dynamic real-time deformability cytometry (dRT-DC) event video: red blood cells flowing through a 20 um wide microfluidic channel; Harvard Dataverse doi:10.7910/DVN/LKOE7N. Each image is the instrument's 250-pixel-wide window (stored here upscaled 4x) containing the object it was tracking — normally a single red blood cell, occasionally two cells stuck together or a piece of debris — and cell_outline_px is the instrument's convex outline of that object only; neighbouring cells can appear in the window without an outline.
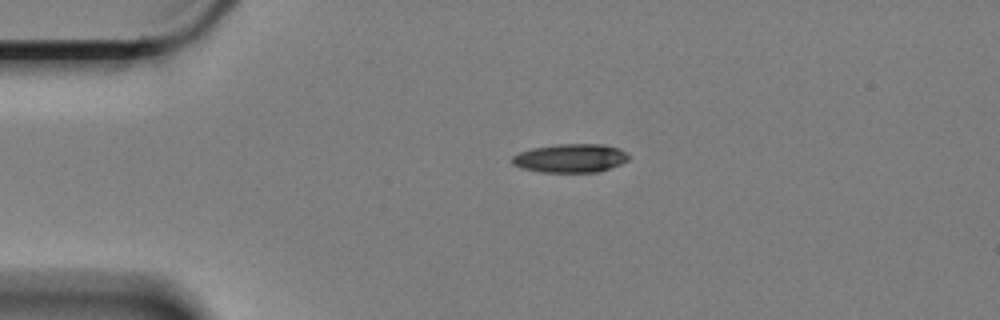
{"species": "Egyptian fruit bat (a non-hibernating species)", "species_latin": "Rousettus aegyptiacus", "temperature_condition": "cold", "stored_images_in_passage": 2, "camera_frame_rate_fps": 3000, "um_per_image_px": 0.085, "animal": {"sex": "female"}, "frame": {"image": 1, "passage_image": 1, "time_ms": 0.0, "image_size_px": [1000, 320], "cell_outline_px": [[628, 160], [620, 164], [596, 172], [540, 172], [520, 168], [512, 164], [512, 156], [520, 152], [532, 148], [560, 144], [604, 144], [620, 148], [628, 156]], "centroid_in_image_um": [48.46, 13.44], "position_along_channel_um": 36.5, "area_um2": 19.36}}